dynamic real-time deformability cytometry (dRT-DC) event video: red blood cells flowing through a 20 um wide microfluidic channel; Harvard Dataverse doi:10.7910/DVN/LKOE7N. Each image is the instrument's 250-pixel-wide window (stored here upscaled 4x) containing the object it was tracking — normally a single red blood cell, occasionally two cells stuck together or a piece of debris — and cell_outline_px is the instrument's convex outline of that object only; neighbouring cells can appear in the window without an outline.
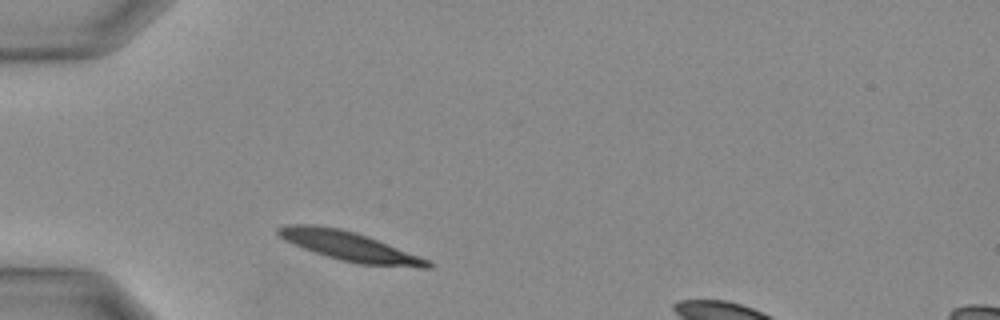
{"species": "Egyptian fruit bat (a non-hibernating species)", "species_latin": "Rousettus aegyptiacus", "temperature_condition": "warm", "stored_images_in_passage": 21, "camera_frame_rate_fps": 3000, "um_per_image_px": 0.085, "animal": {"sex": "female"}, "frame": {"image": 1, "passage_image": 1, "time_ms": 0.0, "image_size_px": [1000, 320], "cell_outline_px": [[432, 268], [416, 268], [360, 264], [340, 260], [304, 248], [284, 240], [276, 232], [276, 228], [284, 224], [312, 224], [340, 228], [356, 232], [368, 236], [428, 260], [432, 264]], "centroid_in_image_um": [29.68, 20.92], "position_along_channel_um": 55.3, "area_um2": 25.37}}
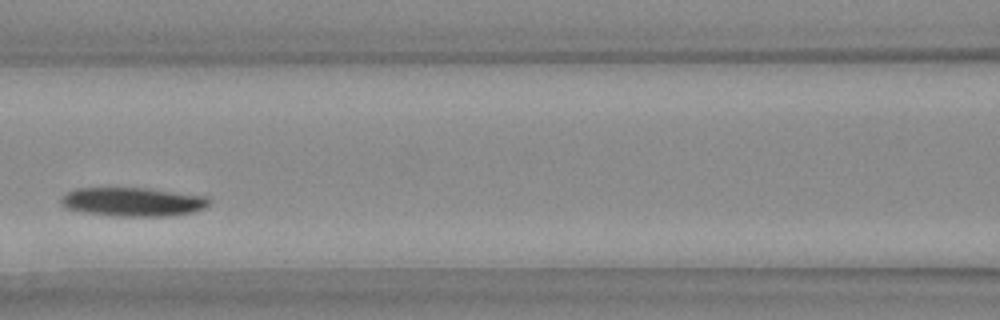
{"frame": {"image": 2, "passage_image": 7, "time_ms": 2.0, "image_size_px": [1000, 320], "cell_outline_px": [[208, 204], [204, 208], [192, 212], [176, 216], [108, 216], [72, 212], [64, 208], [60, 204], [60, 200], [68, 192], [76, 188], [148, 188], [208, 196]], "centroid_in_image_um": [11.22, 17.17], "position_along_channel_um": 155.4, "area_um2": 25.43}}
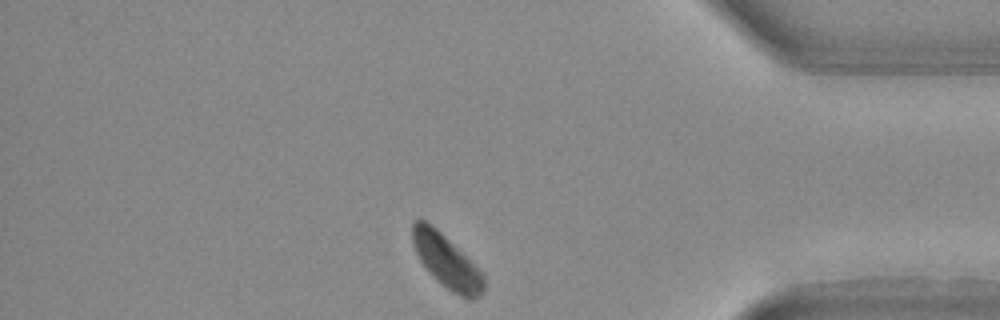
{"frame": {"image": 3, "passage_image": 21, "time_ms": 6.667, "image_size_px": [1000, 320], "cell_outline_px": [[484, 288], [480, 296], [472, 300], [468, 300], [452, 292], [440, 284], [428, 272], [420, 260], [412, 244], [412, 224], [416, 220], [424, 220], [436, 228], [484, 276]], "centroid_in_image_um": [37.92, 22.26], "position_along_channel_um": 397.3, "area_um2": 21.62}}